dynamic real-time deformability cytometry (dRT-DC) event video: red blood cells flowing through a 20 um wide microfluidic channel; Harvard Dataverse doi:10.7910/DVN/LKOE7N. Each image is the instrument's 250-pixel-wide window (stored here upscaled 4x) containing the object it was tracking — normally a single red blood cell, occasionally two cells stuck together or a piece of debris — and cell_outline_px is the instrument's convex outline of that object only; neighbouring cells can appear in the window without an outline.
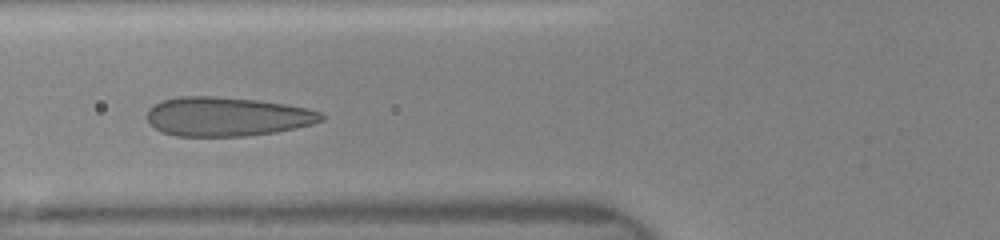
{"species": "human", "species_latin": "Homo sapiens", "temperature_condition": "room temperature", "stored_images_in_passage": 16, "camera_frame_rate_fps": 3000, "um_per_image_px": 0.085, "donor": {"sex": "female"}, "frame": {"image": 1, "passage_image": 7, "time_ms": 2.667, "image_size_px": [1000, 240], "cell_outline_px": [[324, 120], [312, 124], [296, 128], [276, 132], [244, 136], [176, 136], [160, 132], [148, 124], [148, 108], [152, 104], [164, 100], [180, 96], [212, 96], [260, 100], [308, 108], [324, 112]], "centroid_in_image_um": [19.29, 9.91], "position_along_channel_um": 106.5, "area_um2": 40.11}}
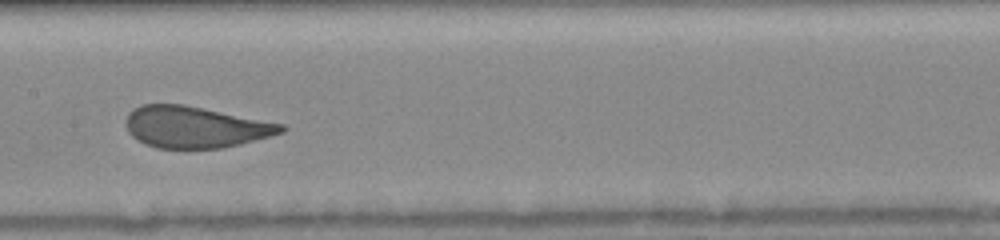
{"frame": {"image": 2, "passage_image": 12, "time_ms": 4.667, "image_size_px": [1000, 240], "cell_outline_px": [[288, 128], [284, 132], [240, 144], [224, 148], [156, 148], [144, 144], [136, 140], [128, 132], [128, 112], [132, 108], [140, 104], [184, 104], [284, 124]], "centroid_in_image_um": [16.59, 10.8], "position_along_channel_um": 190.8, "area_um2": 37.57}}
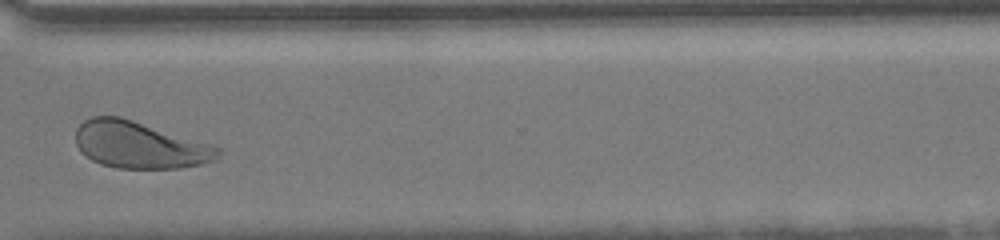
{"frame": {"image": 3, "passage_image": 16, "time_ms": 8.667, "image_size_px": [1000, 240], "cell_outline_px": [[220, 156], [216, 160], [204, 164], [180, 168], [116, 168], [100, 164], [92, 160], [80, 152], [76, 144], [76, 128], [84, 120], [92, 116], [120, 116], [212, 144], [220, 148]], "centroid_in_image_um": [11.87, 12.32], "position_along_channel_um": 358.7, "area_um2": 39.13}}